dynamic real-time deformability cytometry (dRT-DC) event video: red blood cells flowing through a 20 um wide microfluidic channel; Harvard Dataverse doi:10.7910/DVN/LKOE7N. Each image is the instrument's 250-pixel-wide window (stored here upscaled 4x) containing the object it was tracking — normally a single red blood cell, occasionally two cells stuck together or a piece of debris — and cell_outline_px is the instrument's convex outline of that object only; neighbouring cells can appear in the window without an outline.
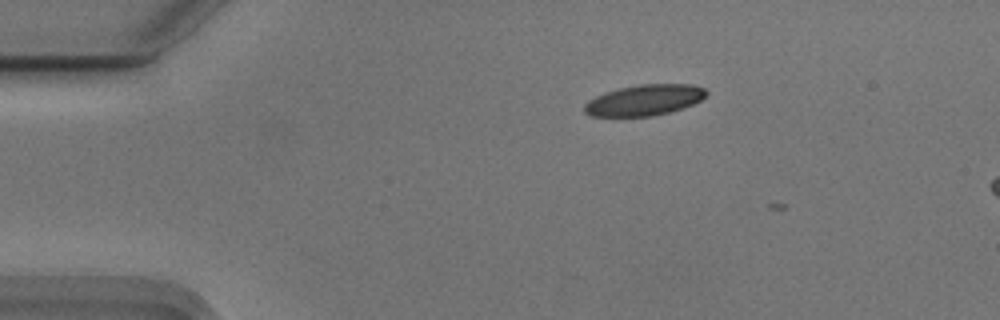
{"species": "Egyptian fruit bat (a non-hibernating species)", "species_latin": "Rousettus aegyptiacus", "temperature_condition": "cold", "stored_images_in_passage": 2, "camera_frame_rate_fps": 3000, "um_per_image_px": 0.085, "animal": {"sex": "male"}, "frame": {"image": 1, "passage_image": 1, "time_ms": 0.0, "image_size_px": [1000, 320], "cell_outline_px": [[708, 92], [700, 100], [684, 108], [672, 112], [652, 116], [592, 116], [584, 112], [584, 104], [588, 100], [604, 92], [620, 88], [640, 84], [692, 84], [704, 88]], "centroid_in_image_um": [54.77, 8.51], "position_along_channel_um": 30.2, "area_um2": 21.96}}